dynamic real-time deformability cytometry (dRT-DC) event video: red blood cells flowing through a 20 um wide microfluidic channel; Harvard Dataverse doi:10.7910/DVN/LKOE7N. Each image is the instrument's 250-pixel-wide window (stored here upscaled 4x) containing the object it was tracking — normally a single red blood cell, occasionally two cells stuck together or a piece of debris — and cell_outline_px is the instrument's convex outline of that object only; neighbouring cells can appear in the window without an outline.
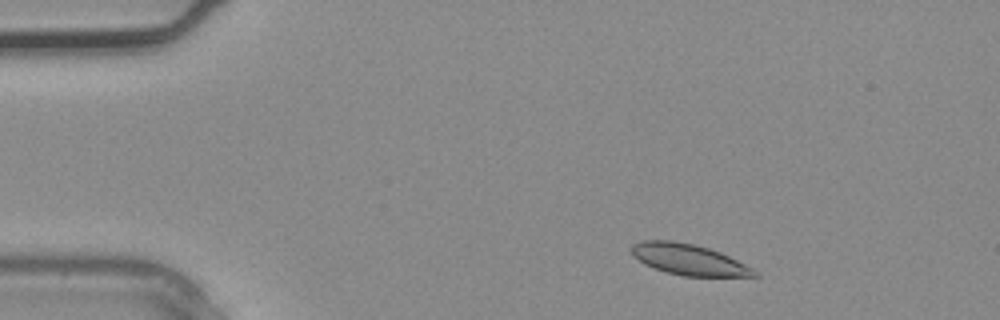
{"species": "common noctule bat (a hibernating species)", "species_latin": "Nyctalus noctula", "temperature_condition": "warm", "stored_images_in_passage": 2, "segment_of_instrument_passage": [2, 2], "camera_frame_rate_fps": 3000, "um_per_image_px": 0.085, "animal": {"sex": "male", "body_mass_g": 20.4}, "frame": {"image": 1, "passage_image": 2, "time_ms": 0.333, "image_size_px": [1000, 320], "cell_outline_px": [[760, 276], [684, 276], [664, 272], [644, 264], [632, 256], [628, 248], [632, 244], [644, 240], [672, 240], [692, 244], [708, 248], [720, 252], [760, 272]], "centroid_in_image_um": [58.48, 22.06], "position_along_channel_um": 26.5, "area_um2": 22.25}}